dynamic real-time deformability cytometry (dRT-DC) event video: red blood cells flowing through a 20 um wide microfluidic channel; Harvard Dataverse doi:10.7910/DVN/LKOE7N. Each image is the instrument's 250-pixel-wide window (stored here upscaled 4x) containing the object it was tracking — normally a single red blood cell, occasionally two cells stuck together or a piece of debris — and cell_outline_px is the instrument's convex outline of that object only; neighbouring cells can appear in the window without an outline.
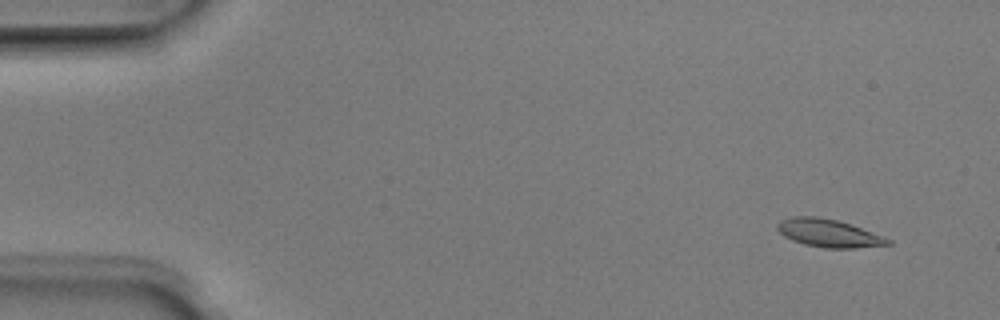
{"species": "Egyptian fruit bat (a non-hibernating species)", "species_latin": "Rousettus aegyptiacus", "temperature_condition": "room temperature", "stored_images_in_passage": 4, "camera_frame_rate_fps": 3000, "um_per_image_px": 0.085, "animal": {"sex": "male"}, "frame": {"image": 1, "passage_image": 2, "time_ms": 0.333, "image_size_px": [1000, 320], "cell_outline_px": [[892, 244], [856, 248], [824, 248], [804, 244], [792, 240], [784, 236], [776, 228], [776, 224], [780, 220], [792, 216], [816, 216], [836, 220], [852, 224], [884, 236], [892, 240]], "centroid_in_image_um": [70.44, 19.81], "position_along_channel_um": 14.6, "area_um2": 18.15}}
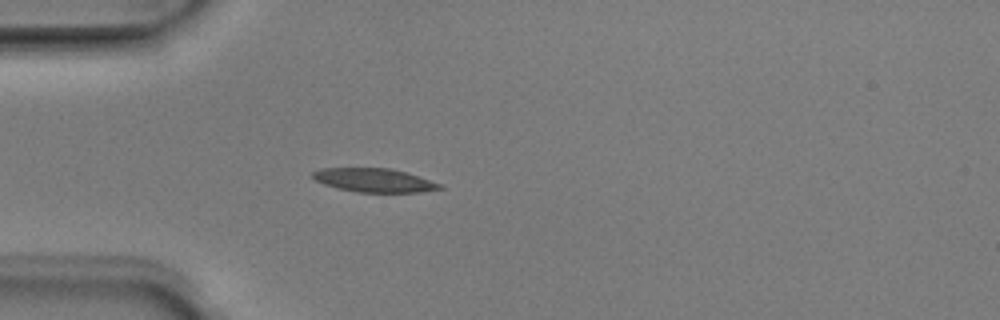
{"frame": {"image": 2, "passage_image": 4, "time_ms": 1.0, "image_size_px": [1000, 320], "cell_outline_px": [[444, 188], [420, 192], [356, 192], [336, 188], [324, 184], [316, 180], [312, 176], [312, 172], [320, 168], [388, 168], [404, 172], [444, 184]], "centroid_in_image_um": [31.81, 15.32], "position_along_channel_um": 53.2, "area_um2": 17.51}}